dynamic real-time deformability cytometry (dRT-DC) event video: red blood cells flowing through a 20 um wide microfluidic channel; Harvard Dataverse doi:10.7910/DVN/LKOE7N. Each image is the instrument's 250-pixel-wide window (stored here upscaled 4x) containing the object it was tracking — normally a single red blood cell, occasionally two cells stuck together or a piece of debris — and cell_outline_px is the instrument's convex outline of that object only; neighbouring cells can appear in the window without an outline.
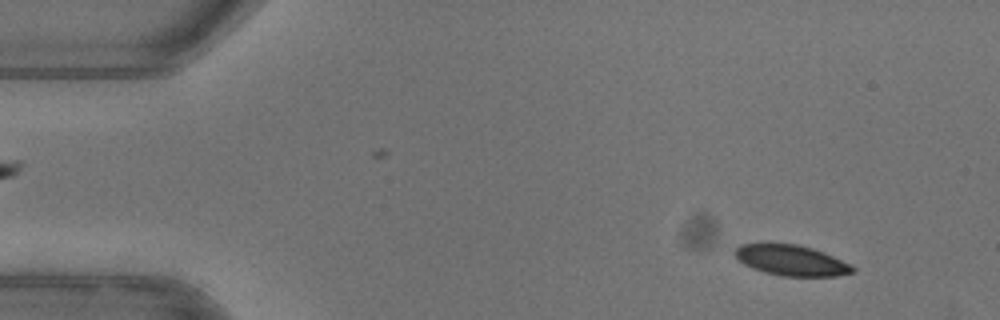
{"species": "common noctule bat (a hibernating species)", "species_latin": "Nyctalus noctula", "temperature_condition": "warm", "stored_images_in_passage": 52, "camera_frame_rate_fps": 3000, "um_per_image_px": 0.085, "animal": {"sex": "female"}, "frame": {"image": 1, "passage_image": 5, "time_ms": 1.333, "image_size_px": [1000, 320], "cell_outline_px": [[856, 272], [836, 276], [784, 276], [764, 272], [752, 268], [744, 264], [732, 252], [740, 244], [796, 244], [812, 248], [824, 252], [852, 264], [856, 268]], "centroid_in_image_um": [67.31, 22.14], "position_along_channel_um": 17.7, "area_um2": 20.98}}
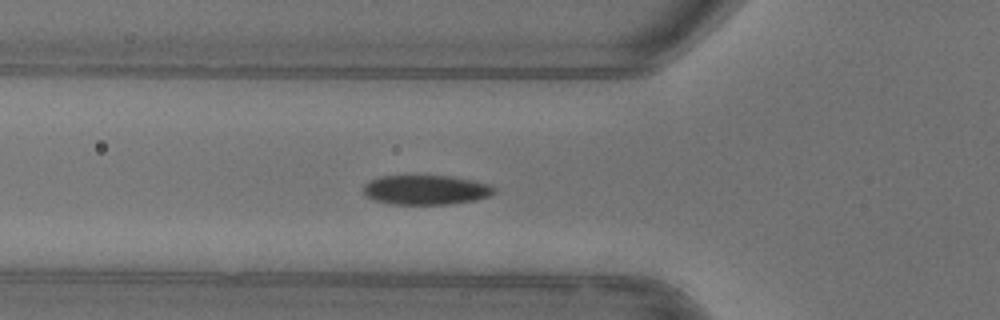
{"frame": {"image": 2, "passage_image": 18, "time_ms": 5.667, "image_size_px": [1000, 320], "cell_outline_px": [[492, 192], [488, 196], [472, 200], [448, 204], [388, 204], [364, 196], [364, 184], [380, 176], [452, 176], [488, 184], [492, 188]], "centroid_in_image_um": [36.11, 16.14], "position_along_channel_um": 89.7, "area_um2": 22.08}}
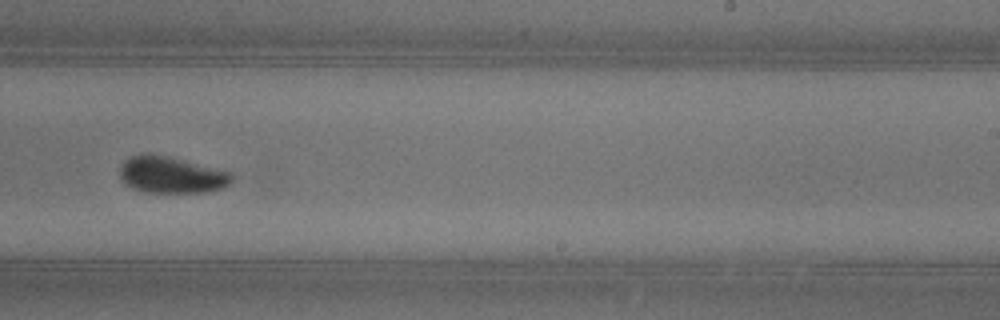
{"frame": {"image": 3, "passage_image": 32, "time_ms": 10.333, "image_size_px": [1000, 320], "cell_outline_px": [[232, 180], [228, 184], [220, 188], [204, 192], [144, 192], [132, 188], [124, 184], [120, 180], [120, 168], [124, 160], [132, 156], [148, 152], [232, 172]], "centroid_in_image_um": [14.5, 14.86], "position_along_channel_um": 274.5, "area_um2": 23.7}, "authors_computed_cell_mechanics": {"area_um2": 22.5131, "velocity_mm_per_s": 3.9579, "shape_relaxation_time_tau1_ms": 3.675, "shape_relaxation_time_tau2_ms": 2.0328, "deformation_change_tau1": 0.1306, "deformation_change_tau2": 0.0413}}